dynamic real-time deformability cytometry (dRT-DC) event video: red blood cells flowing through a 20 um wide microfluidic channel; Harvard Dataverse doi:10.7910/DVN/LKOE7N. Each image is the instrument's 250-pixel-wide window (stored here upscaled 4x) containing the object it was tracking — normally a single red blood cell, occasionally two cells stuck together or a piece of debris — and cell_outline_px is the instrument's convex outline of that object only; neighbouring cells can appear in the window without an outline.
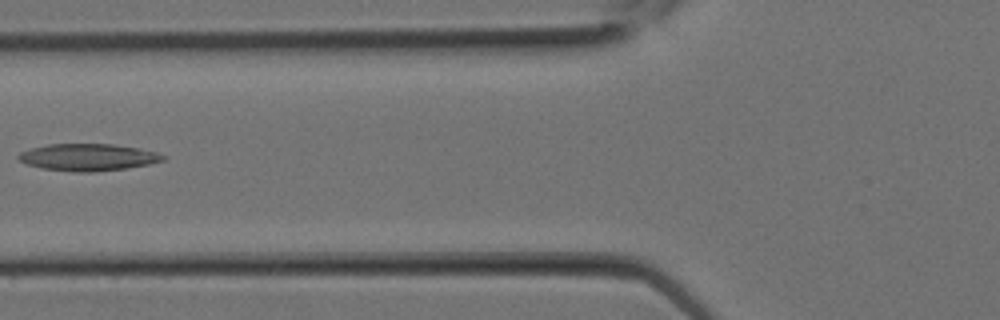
{"species": "Egyptian fruit bat (a non-hibernating species)", "species_latin": "Rousettus aegyptiacus", "temperature_condition": "room temperature", "stored_images_in_passage": 13, "camera_frame_rate_fps": 3000, "um_per_image_px": 0.085, "animal": {"sex": "female"}, "frame": {"image": 1, "passage_image": 6, "time_ms": 1.667, "image_size_px": [1000, 320], "cell_outline_px": [[168, 156], [164, 160], [148, 164], [124, 168], [92, 172], [76, 172], [40, 168], [28, 164], [20, 160], [16, 156], [20, 152], [32, 148], [48, 144], [112, 144], [140, 148], [156, 152]], "centroid_in_image_um": [7.49, 13.36], "position_along_channel_um": 118.3, "area_um2": 22.66}}